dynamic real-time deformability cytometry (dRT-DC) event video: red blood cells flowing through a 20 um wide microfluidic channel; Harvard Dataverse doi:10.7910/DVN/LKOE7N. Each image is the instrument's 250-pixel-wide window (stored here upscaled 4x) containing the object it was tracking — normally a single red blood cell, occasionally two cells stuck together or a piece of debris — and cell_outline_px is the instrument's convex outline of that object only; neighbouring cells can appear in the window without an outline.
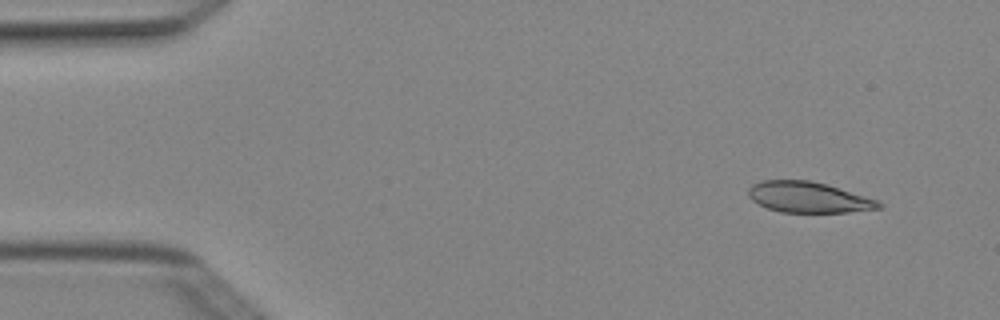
{"species": "Egyptian fruit bat (a non-hibernating species)", "species_latin": "Rousettus aegyptiacus", "temperature_condition": "cold", "stored_images_in_passage": 3, "camera_frame_rate_fps": 3000, "um_per_image_px": 0.085, "animal": {"sex": "female"}, "frame": {"image": 1, "passage_image": 1, "time_ms": 0.0, "image_size_px": [1000, 320], "cell_outline_px": [[884, 204], [880, 208], [848, 212], [780, 212], [768, 208], [752, 200], [748, 196], [748, 188], [752, 184], [760, 180], [808, 180], [824, 184], [864, 196], [876, 200]], "centroid_in_image_um": [68.66, 16.77], "position_along_channel_um": 16.3, "area_um2": 23.06}}
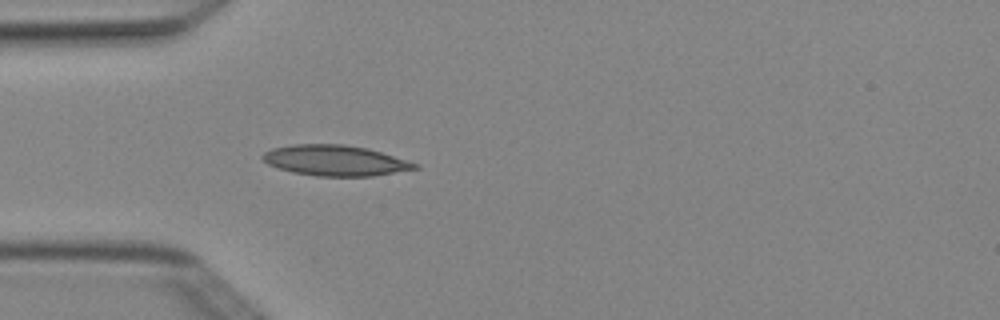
{"frame": {"image": 2, "passage_image": 3, "time_ms": 0.667, "image_size_px": [1000, 320], "cell_outline_px": [[420, 168], [372, 176], [316, 176], [292, 172], [268, 164], [260, 156], [264, 152], [272, 148], [292, 144], [344, 144], [368, 148], [420, 164]], "centroid_in_image_um": [28.5, 13.63], "position_along_channel_um": 56.5, "area_um2": 27.17}}